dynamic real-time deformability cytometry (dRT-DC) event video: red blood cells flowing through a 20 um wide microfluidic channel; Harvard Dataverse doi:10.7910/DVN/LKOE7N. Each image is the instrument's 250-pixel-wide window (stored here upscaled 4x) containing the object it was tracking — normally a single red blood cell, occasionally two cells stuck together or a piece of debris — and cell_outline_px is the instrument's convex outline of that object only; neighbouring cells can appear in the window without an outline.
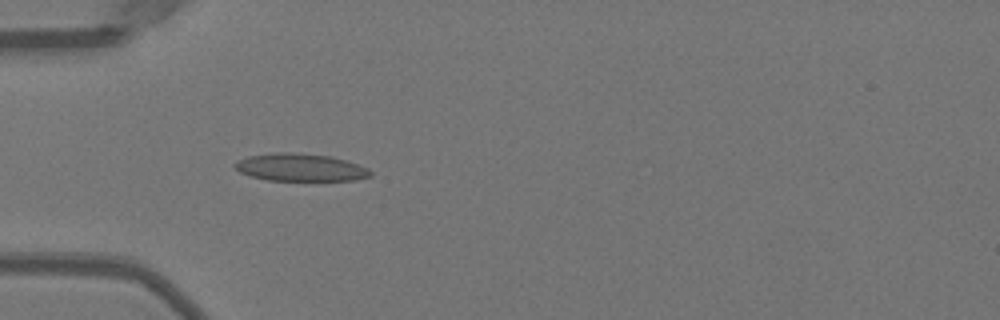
{"species": "Egyptian fruit bat (a non-hibernating species)", "species_latin": "Rousettus aegyptiacus", "temperature_condition": "warm", "stored_images_in_passage": 33, "camera_frame_rate_fps": 3000, "um_per_image_px": 0.085, "animal": {"sex": "female"}, "frame": {"image": 1, "passage_image": 1, "time_ms": 0.0, "image_size_px": [1000, 320], "cell_outline_px": [[372, 176], [356, 180], [268, 180], [248, 176], [240, 172], [232, 164], [236, 160], [248, 156], [280, 152], [292, 152], [332, 156], [368, 168], [372, 172]], "centroid_in_image_um": [25.5, 14.23], "position_along_channel_um": 59.5, "area_um2": 21.79}}
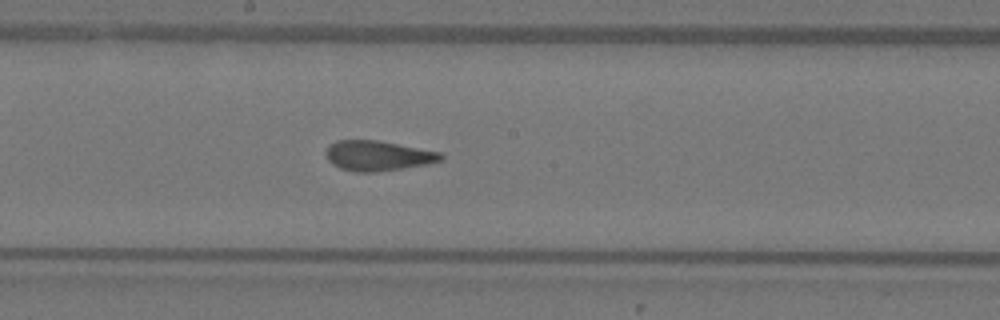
{"frame": {"image": 2, "passage_image": 13, "time_ms": 4.0, "image_size_px": [1000, 320], "cell_outline_px": [[444, 160], [428, 164], [376, 172], [356, 172], [340, 168], [332, 164], [328, 160], [324, 152], [328, 144], [336, 140], [376, 140], [440, 152], [444, 156]], "centroid_in_image_um": [32.08, 13.23], "position_along_channel_um": 216.1, "area_um2": 20.23}}
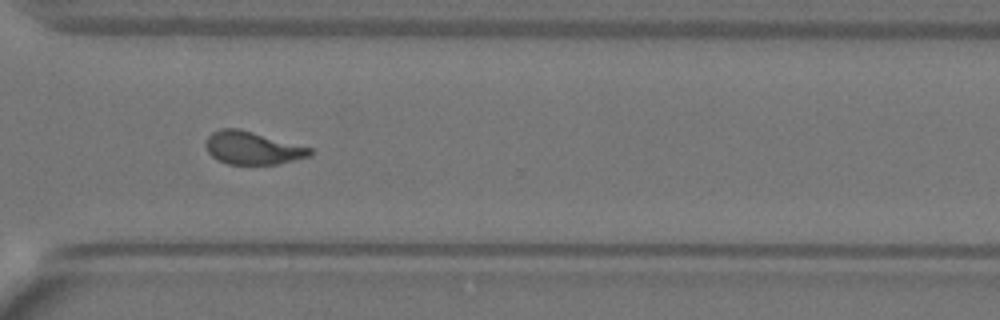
{"frame": {"image": 3, "passage_image": 23, "time_ms": 7.333, "image_size_px": [1000, 320], "cell_outline_px": [[312, 156], [276, 164], [228, 164], [212, 156], [208, 152], [204, 144], [208, 136], [212, 132], [220, 128], [240, 128], [312, 148]], "centroid_in_image_um": [21.46, 12.56], "position_along_channel_um": 349.1, "area_um2": 20.0}, "authors_computed_cell_mechanics": {"area_um2": 20.23, "velocity_mm_per_s": 4.0095, "shape_relaxation_time_tau1_ms": null, "shape_relaxation_time_tau2_ms": 1.092, "deformation_change_tau1": null, "deformation_change_tau2": 0.0738}}